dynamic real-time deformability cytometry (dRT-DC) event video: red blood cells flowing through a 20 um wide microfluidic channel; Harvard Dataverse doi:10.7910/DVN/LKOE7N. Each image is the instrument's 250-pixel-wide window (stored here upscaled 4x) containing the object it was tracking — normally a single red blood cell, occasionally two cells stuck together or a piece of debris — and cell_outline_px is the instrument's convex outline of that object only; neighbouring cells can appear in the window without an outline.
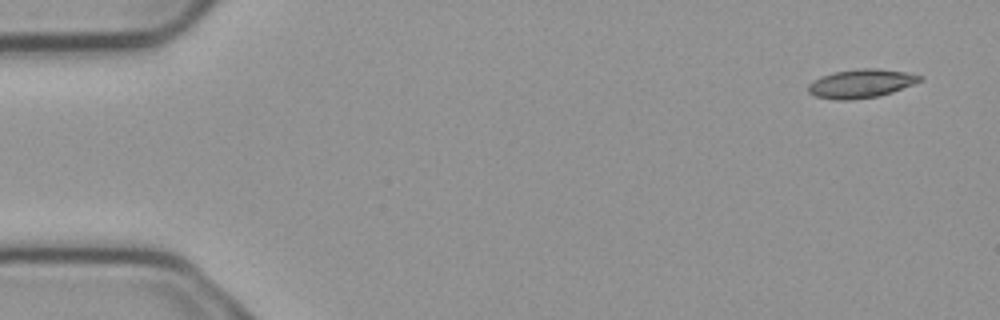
{"species": "common noctule bat (a hibernating species)", "species_latin": "Nyctalus noctula", "temperature_condition": "cold", "stored_images_in_passage": 5, "camera_frame_rate_fps": 3000, "um_per_image_px": 0.085, "animal": {"sex": "male", "body_mass_g": 23.1, "forearm_length_mm": 52.7}, "frame": {"image": 1, "passage_image": 1, "time_ms": 0.0, "image_size_px": [1000, 320], "cell_outline_px": [[924, 80], [892, 92], [880, 96], [852, 100], [836, 100], [816, 96], [808, 92], [808, 84], [812, 80], [820, 76], [832, 72], [860, 68], [876, 68], [904, 72], [924, 76]], "centroid_in_image_um": [73.18, 7.1], "position_along_channel_um": 11.8, "area_um2": 18.84}}
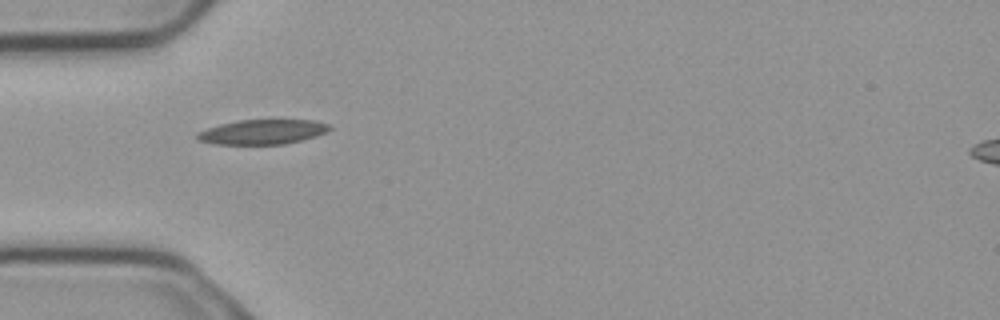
{"frame": {"image": 2, "passage_image": 5, "time_ms": 1.333, "image_size_px": [1000, 320], "cell_outline_px": [[332, 128], [328, 132], [316, 136], [284, 144], [216, 144], [196, 140], [196, 132], [220, 124], [240, 120], [316, 120], [332, 124]], "centroid_in_image_um": [22.35, 11.2], "position_along_channel_um": 62.7, "area_um2": 19.19}}